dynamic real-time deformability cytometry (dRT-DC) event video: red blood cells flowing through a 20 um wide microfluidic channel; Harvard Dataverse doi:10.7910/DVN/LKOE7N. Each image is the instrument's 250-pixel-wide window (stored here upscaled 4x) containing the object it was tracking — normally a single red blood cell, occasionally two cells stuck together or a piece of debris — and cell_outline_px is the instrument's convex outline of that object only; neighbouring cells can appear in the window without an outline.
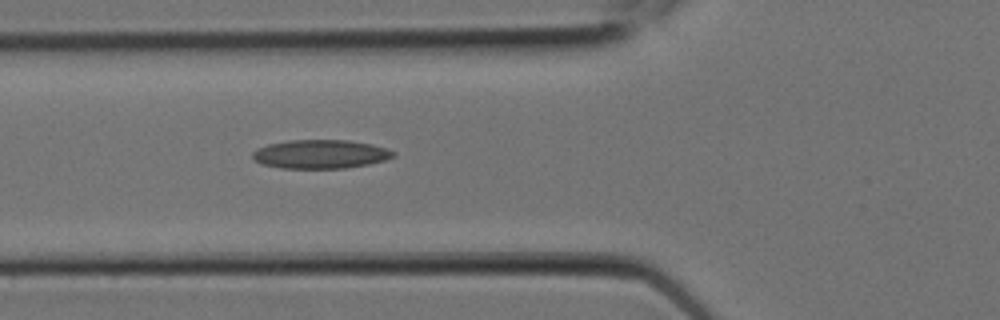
{"species": "Egyptian fruit bat (a non-hibernating species)", "species_latin": "Rousettus aegyptiacus", "temperature_condition": "room temperature", "stored_images_in_passage": 6, "camera_frame_rate_fps": 3000, "um_per_image_px": 0.085, "animal": {"sex": "female"}, "frame": {"image": 1, "passage_image": 6, "time_ms": 1.667, "image_size_px": [1000, 320], "cell_outline_px": [[396, 156], [384, 160], [368, 164], [344, 168], [280, 168], [260, 164], [252, 160], [252, 152], [256, 148], [268, 144], [288, 140], [348, 140], [372, 144], [396, 152]], "centroid_in_image_um": [27.19, 13.1], "position_along_channel_um": 98.6, "area_um2": 23.76}}